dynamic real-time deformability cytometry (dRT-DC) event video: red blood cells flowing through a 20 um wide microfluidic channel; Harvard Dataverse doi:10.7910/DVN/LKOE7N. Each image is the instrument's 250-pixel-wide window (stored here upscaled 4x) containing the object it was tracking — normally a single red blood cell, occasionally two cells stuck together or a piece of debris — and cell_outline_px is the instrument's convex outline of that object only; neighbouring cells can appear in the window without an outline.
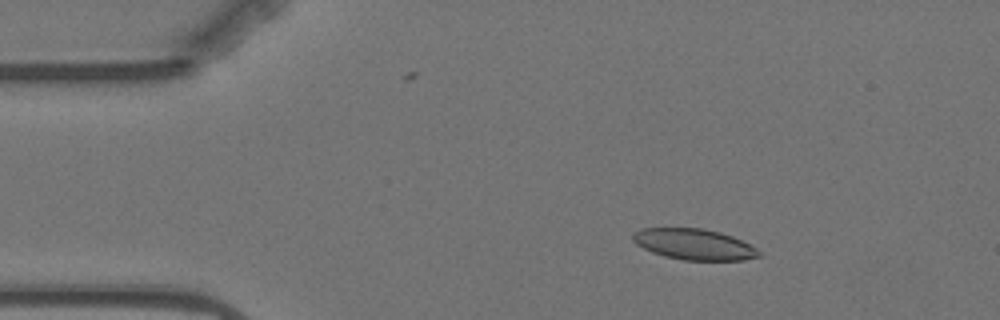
{"species": "Egyptian fruit bat (a non-hibernating species)", "species_latin": "Rousettus aegyptiacus", "temperature_condition": "warm", "stored_images_in_passage": 57, "camera_frame_rate_fps": 3000, "um_per_image_px": 0.085, "animal": {"sex": "female"}, "frame": {"image": 1, "passage_image": 9, "time_ms": 2.667, "image_size_px": [1000, 320], "cell_outline_px": [[760, 256], [744, 260], [684, 260], [664, 256], [652, 252], [636, 244], [632, 240], [632, 232], [640, 228], [704, 228], [720, 232], [732, 236], [756, 248], [760, 252]], "centroid_in_image_um": [58.96, 20.76], "position_along_channel_um": 26.0, "area_um2": 22.72}}
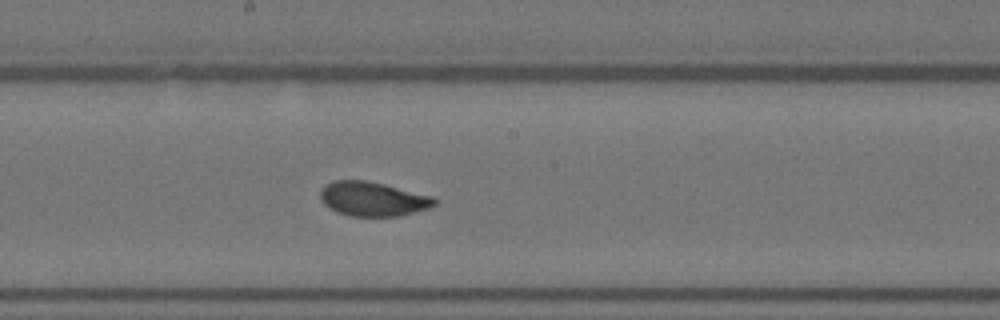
{"frame": {"image": 2, "passage_image": 30, "time_ms": 9.667, "image_size_px": [1000, 320], "cell_outline_px": [[436, 204], [428, 208], [396, 216], [352, 216], [336, 212], [328, 208], [324, 204], [320, 196], [320, 192], [332, 180], [364, 180], [384, 184], [432, 196], [436, 200]], "centroid_in_image_um": [31.66, 16.91], "position_along_channel_um": 216.5, "area_um2": 22.54}}
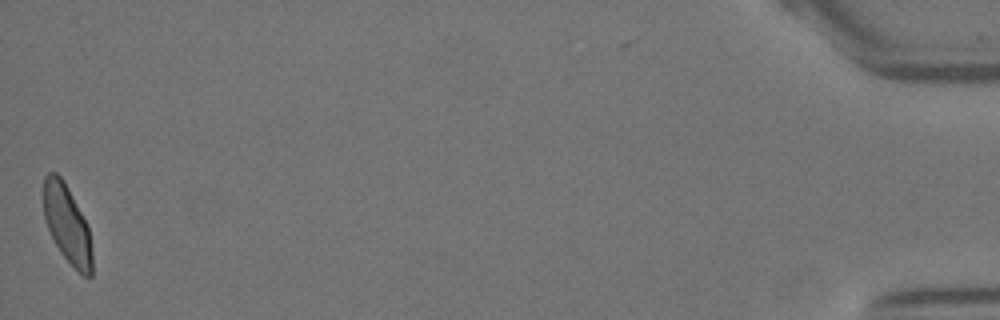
{"frame": {"image": 3, "passage_image": 57, "time_ms": 18.667, "image_size_px": [1000, 320], "cell_outline_px": [[92, 276], [84, 276], [60, 252], [48, 228], [44, 216], [44, 176], [48, 172], [56, 172], [64, 180], [88, 224], [92, 252]], "centroid_in_image_um": [5.72, 19.02], "position_along_channel_um": 429.5, "area_um2": 21.91}, "authors_computed_cell_mechanics": {"area_um2": 22.7732, "velocity_mm_per_s": 3.506, "shape_relaxation_time_tau1_ms": 5.9624, "shape_relaxation_time_tau2_ms": 1.065, "deformation_change_tau1": 0.1374, "deformation_change_tau2": 0.0582}}